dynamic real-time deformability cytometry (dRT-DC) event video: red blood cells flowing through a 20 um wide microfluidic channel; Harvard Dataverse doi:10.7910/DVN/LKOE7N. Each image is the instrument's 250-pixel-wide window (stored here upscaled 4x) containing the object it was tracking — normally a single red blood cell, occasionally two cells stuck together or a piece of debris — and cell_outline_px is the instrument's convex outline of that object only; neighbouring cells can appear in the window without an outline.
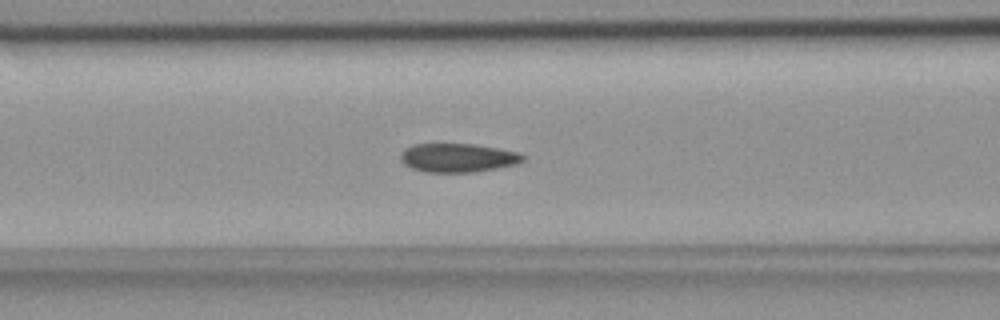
{"species": "common noctule bat (a hibernating species)", "species_latin": "Nyctalus noctula", "temperature_condition": "room temperature", "stored_images_in_passage": 39, "segment_of_instrument_passage": [1, 2], "camera_frame_rate_fps": 3000, "um_per_image_px": 0.085, "animal": {"sex": "female", "body_mass_g": 18.4}, "frame": {"image": 1, "passage_image": 6, "time_ms": 1.667, "image_size_px": [1000, 320], "cell_outline_px": [[524, 160], [516, 164], [496, 168], [472, 172], [428, 172], [412, 168], [404, 164], [400, 160], [400, 152], [404, 148], [412, 144], [472, 144], [520, 152], [524, 156]], "centroid_in_image_um": [38.88, 13.4], "position_along_channel_um": 127.7, "area_um2": 20.46}}
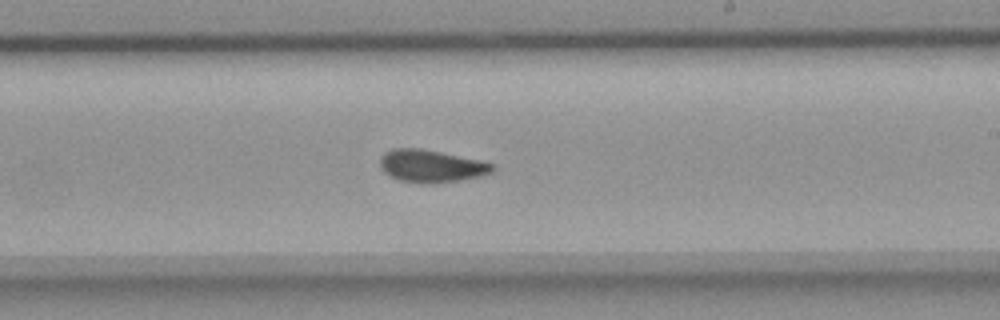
{"frame": {"image": 2, "passage_image": 16, "time_ms": 5.0, "image_size_px": [1000, 320], "cell_outline_px": [[496, 168], [492, 172], [480, 176], [460, 180], [428, 184], [420, 184], [400, 180], [384, 172], [380, 168], [380, 156], [384, 152], [392, 148], [420, 148], [480, 160], [496, 164]], "centroid_in_image_um": [36.65, 14.11], "position_along_channel_um": 252.3, "area_um2": 21.44}}
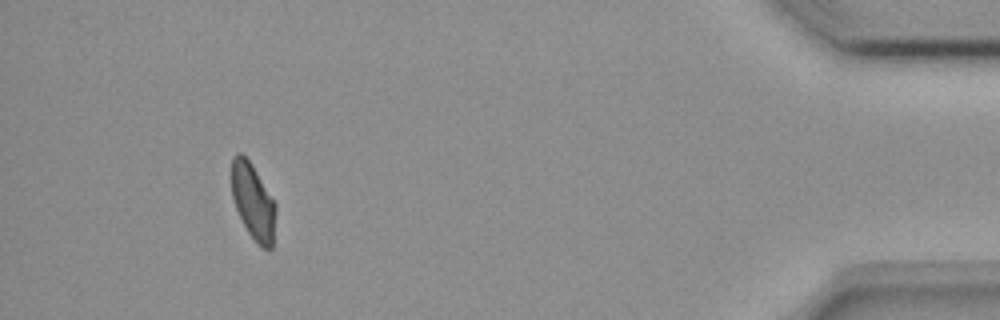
{"frame": {"image": 3, "passage_image": 34, "time_ms": 11.0, "image_size_px": [1000, 320], "cell_outline_px": [[276, 208], [272, 248], [264, 248], [256, 244], [248, 232], [236, 208], [232, 196], [232, 156], [236, 152], [240, 152], [252, 164], [276, 204]], "centroid_in_image_um": [21.51, 17.12], "position_along_channel_um": 413.7, "area_um2": 19.36}}